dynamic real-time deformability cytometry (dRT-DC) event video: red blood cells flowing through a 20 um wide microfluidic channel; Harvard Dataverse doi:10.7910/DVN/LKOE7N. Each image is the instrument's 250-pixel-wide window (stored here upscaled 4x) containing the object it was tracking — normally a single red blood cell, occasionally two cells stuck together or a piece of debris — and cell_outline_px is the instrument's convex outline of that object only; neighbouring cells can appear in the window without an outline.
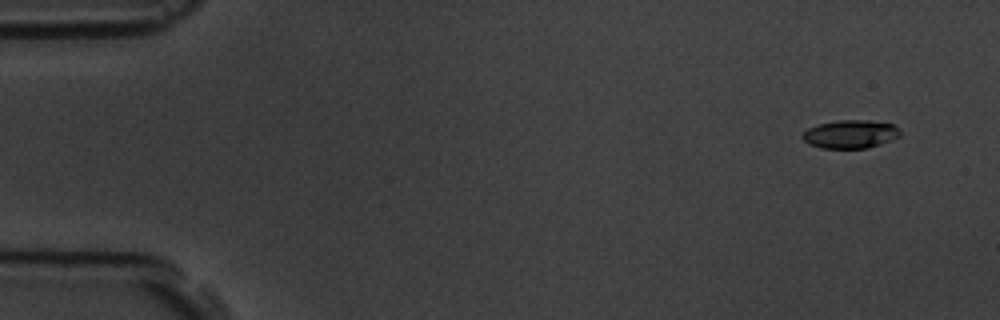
{"species": "common noctule bat (a hibernating species)", "species_latin": "Nyctalus noctula", "temperature_condition": "room temperature", "stored_images_in_passage": 6, "camera_frame_rate_fps": 3000, "um_per_image_px": 0.085, "animal": {"sex": "male", "body_mass_g": 19.5, "forearm_length_mm": 54.6}, "frame": {"image": 1, "passage_image": 1, "time_ms": 0.0, "image_size_px": [1000, 320], "cell_outline_px": [[900, 136], [892, 140], [868, 148], [820, 148], [804, 140], [800, 136], [808, 128], [820, 124], [836, 120], [868, 120], [892, 124], [900, 132]], "centroid_in_image_um": [72.28, 11.4], "position_along_channel_um": 12.7, "area_um2": 15.95}}
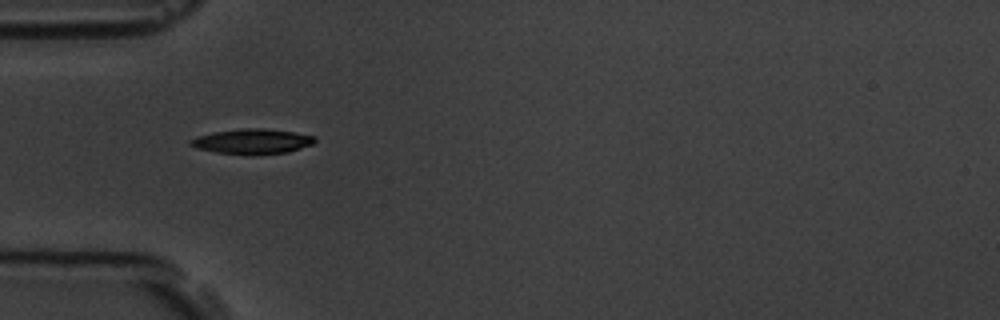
{"frame": {"image": 2, "passage_image": 5, "time_ms": 4.667, "image_size_px": [1000, 320], "cell_outline_px": [[316, 140], [312, 144], [288, 152], [216, 152], [196, 148], [188, 144], [188, 140], [196, 136], [212, 132], [244, 128], [264, 128], [292, 132], [316, 136]], "centroid_in_image_um": [21.4, 11.97], "position_along_channel_um": 63.6, "area_um2": 17.4}}
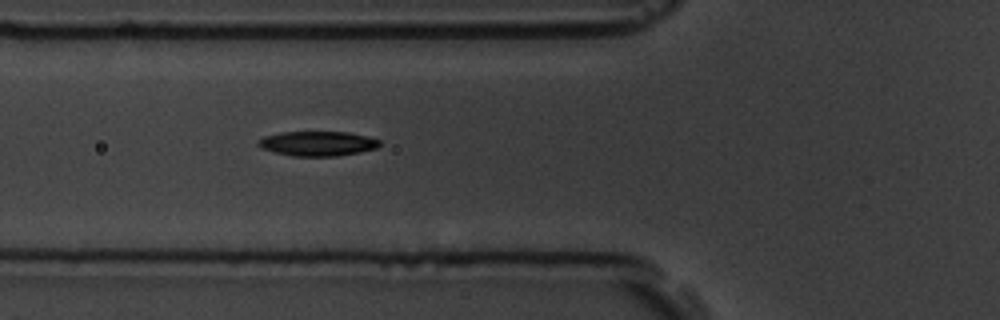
{"frame": {"image": 3, "passage_image": 6, "time_ms": 5.667, "image_size_px": [1000, 320], "cell_outline_px": [[380, 144], [376, 148], [360, 152], [336, 156], [292, 156], [260, 148], [256, 144], [256, 140], [264, 136], [280, 132], [348, 132], [380, 140]], "centroid_in_image_um": [26.94, 12.2], "position_along_channel_um": 98.9, "area_um2": 17.46}}